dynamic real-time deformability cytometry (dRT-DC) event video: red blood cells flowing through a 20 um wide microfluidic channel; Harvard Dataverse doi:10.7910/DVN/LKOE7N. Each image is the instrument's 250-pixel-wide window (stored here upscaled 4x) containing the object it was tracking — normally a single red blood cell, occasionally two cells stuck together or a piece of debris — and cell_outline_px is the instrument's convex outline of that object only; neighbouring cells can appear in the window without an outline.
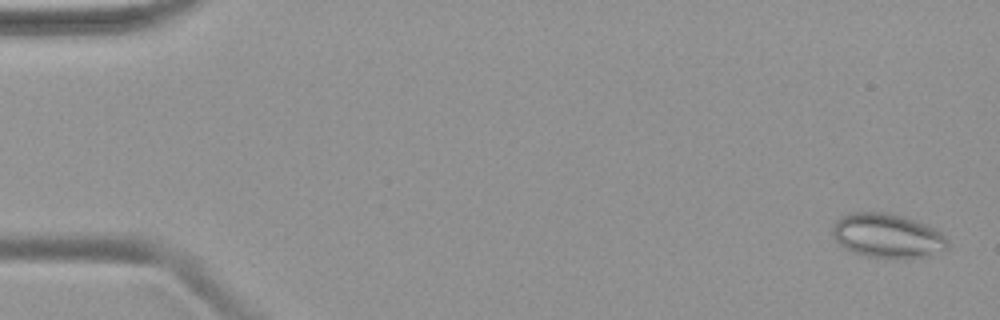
{"species": "common noctule bat (a hibernating species)", "species_latin": "Nyctalus noctula", "temperature_condition": "warm", "stored_images_in_passage": 49, "camera_frame_rate_fps": 3000, "um_per_image_px": 0.085, "animal": {"sex": "female", "body_mass_g": 19.9}, "frame": {"image": 1, "passage_image": 2, "time_ms": 0.333, "image_size_px": [1000, 320], "cell_outline_px": [[948, 248], [928, 256], [868, 256], [852, 252], [844, 248], [832, 236], [832, 228], [836, 220], [848, 212], [884, 212], [904, 216], [928, 224], [936, 228], [948, 240]], "centroid_in_image_um": [75.41, 19.99], "position_along_channel_um": 9.6, "area_um2": 29.42}}
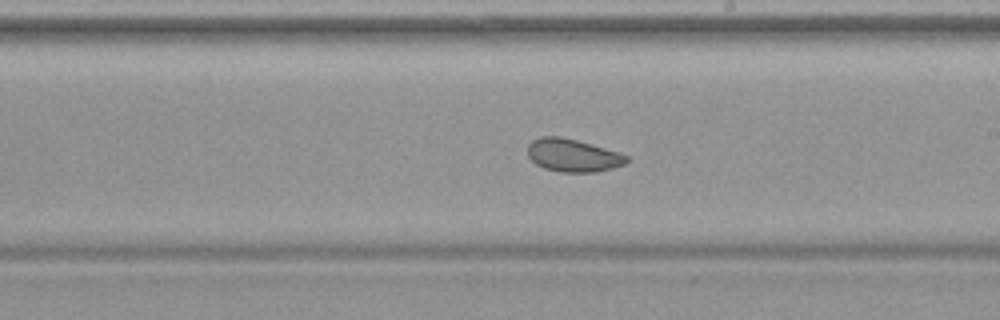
{"frame": {"image": 2, "passage_image": 29, "time_ms": 9.333, "image_size_px": [1000, 320], "cell_outline_px": [[628, 160], [624, 164], [612, 168], [596, 172], [560, 172], [544, 168], [536, 164], [528, 156], [528, 144], [532, 140], [540, 136], [560, 136], [576, 140], [604, 148], [628, 156]], "centroid_in_image_um": [48.65, 13.2], "position_along_channel_um": 240.3, "area_um2": 18.79}}
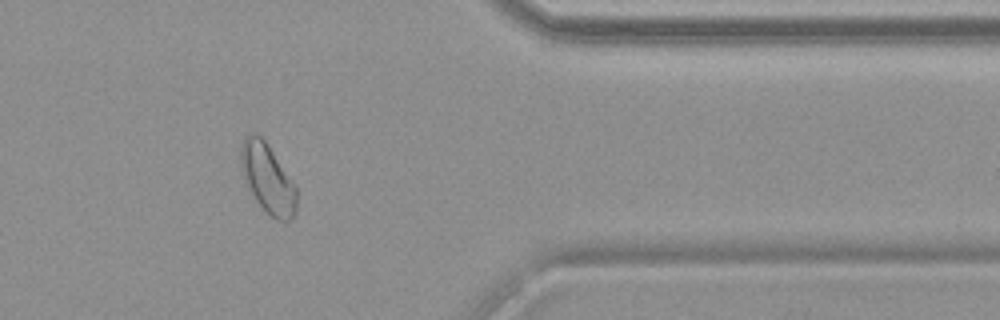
{"frame": {"image": 3, "passage_image": 41, "time_ms": 13.333, "image_size_px": [1000, 320], "cell_outline_px": [[296, 212], [288, 220], [276, 220], [268, 216], [256, 200], [244, 180], [240, 160], [240, 148], [248, 132], [256, 132], [268, 144], [296, 184]], "centroid_in_image_um": [22.75, 15.16], "position_along_channel_um": 388.6, "area_um2": 22.72}}